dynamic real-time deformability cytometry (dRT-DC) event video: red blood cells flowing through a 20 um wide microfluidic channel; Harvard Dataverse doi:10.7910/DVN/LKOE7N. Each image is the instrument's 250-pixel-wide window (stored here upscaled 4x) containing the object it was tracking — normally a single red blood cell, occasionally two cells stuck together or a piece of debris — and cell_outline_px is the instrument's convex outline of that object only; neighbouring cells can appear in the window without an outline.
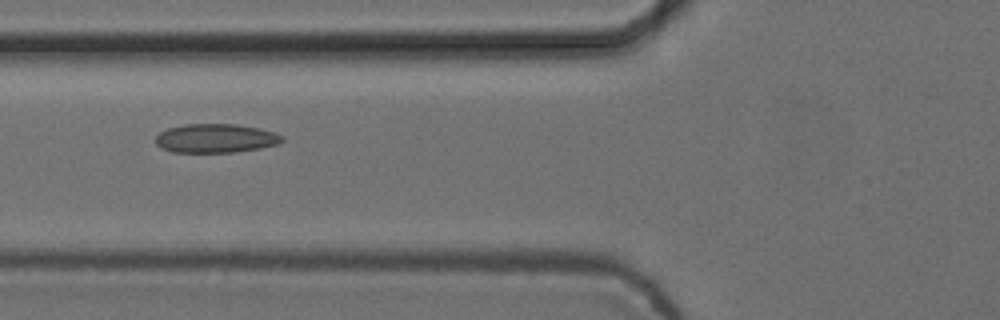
{"species": "common noctule bat (a hibernating species)", "species_latin": "Nyctalus noctula", "temperature_condition": "cold", "stored_images_in_passage": 8, "camera_frame_rate_fps": 3000, "um_per_image_px": 0.085, "animal": {"sex": "female", "body_mass_g": 24.6, "forearm_length_mm": 56.2}, "frame": {"image": 1, "passage_image": 6, "time_ms": 1.667, "image_size_px": [1000, 320], "cell_outline_px": [[284, 140], [280, 144], [260, 148], [236, 152], [172, 152], [160, 148], [156, 144], [156, 136], [160, 132], [168, 128], [184, 124], [236, 124], [260, 128], [276, 132], [284, 136]], "centroid_in_image_um": [18.37, 11.75], "position_along_channel_um": 107.4, "area_um2": 21.56}}
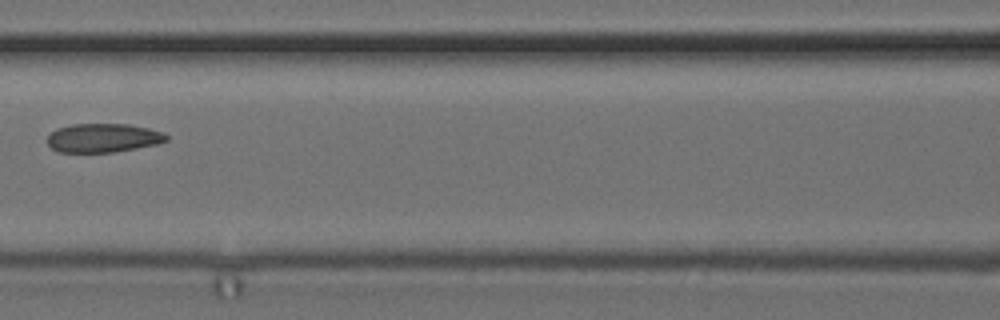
{"frame": {"image": 2, "passage_image": 7, "time_ms": 2.0, "image_size_px": [1000, 320], "cell_outline_px": [[168, 140], [156, 144], [136, 148], [112, 152], [56, 152], [48, 144], [48, 136], [56, 128], [72, 124], [128, 124], [148, 128], [160, 132], [168, 136]], "centroid_in_image_um": [8.73, 11.72], "position_along_channel_um": 157.9, "area_um2": 19.88}}
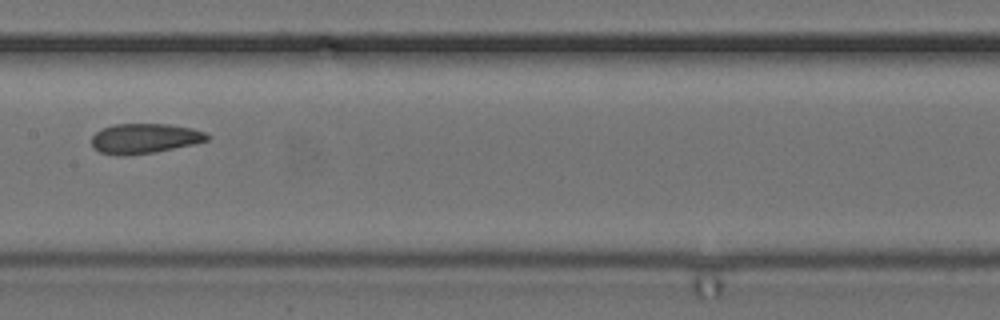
{"frame": {"image": 3, "passage_image": 8, "time_ms": 2.333, "image_size_px": [1000, 320], "cell_outline_px": [[212, 136], [208, 140], [192, 144], [156, 152], [124, 156], [120, 156], [100, 152], [92, 148], [92, 136], [96, 132], [112, 124], [168, 124], [192, 128], [204, 132]], "centroid_in_image_um": [12.28, 11.77], "position_along_channel_um": 195.1, "area_um2": 20.23}}